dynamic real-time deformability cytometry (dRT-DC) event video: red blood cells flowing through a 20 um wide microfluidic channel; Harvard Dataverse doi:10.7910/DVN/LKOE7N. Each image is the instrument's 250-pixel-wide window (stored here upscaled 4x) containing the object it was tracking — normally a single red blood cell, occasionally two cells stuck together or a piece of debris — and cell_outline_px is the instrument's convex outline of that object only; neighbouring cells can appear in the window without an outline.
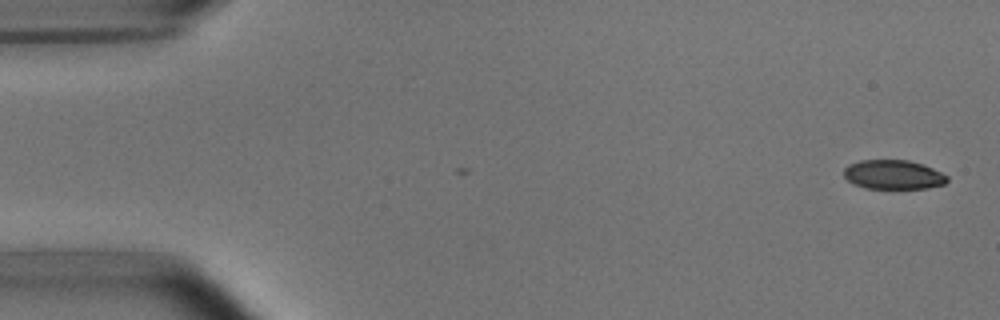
{"species": "common noctule bat (a hibernating species)", "species_latin": "Nyctalus noctula", "temperature_condition": "room temperature", "stored_images_in_passage": 2, "camera_frame_rate_fps": 3000, "um_per_image_px": 0.085, "animal": {"sex": "male", "body_mass_g": 15.6}, "frame": {"image": 1, "passage_image": 2, "time_ms": 1.333, "image_size_px": [1000, 320], "cell_outline_px": [[948, 180], [944, 184], [928, 188], [868, 188], [856, 184], [848, 180], [844, 176], [844, 168], [848, 164], [860, 160], [908, 160], [924, 164], [948, 176]], "centroid_in_image_um": [75.94, 14.83], "position_along_channel_um": 9.1, "area_um2": 17.51}}